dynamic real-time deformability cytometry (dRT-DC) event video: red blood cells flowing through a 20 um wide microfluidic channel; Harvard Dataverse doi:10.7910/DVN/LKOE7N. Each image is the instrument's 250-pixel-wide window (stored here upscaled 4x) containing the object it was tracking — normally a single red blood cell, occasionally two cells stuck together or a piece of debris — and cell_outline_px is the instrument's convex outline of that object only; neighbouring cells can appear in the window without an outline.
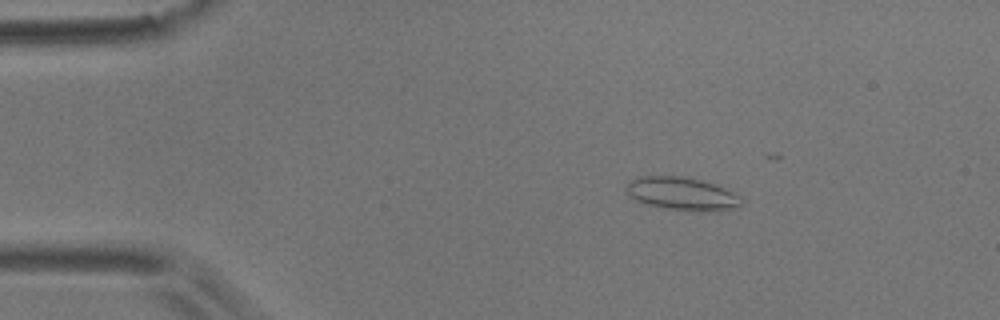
{"species": "common noctule bat (a hibernating species)", "species_latin": "Nyctalus noctula", "temperature_condition": "room temperature", "stored_images_in_passage": 4, "camera_frame_rate_fps": 3000, "um_per_image_px": 0.085, "animal": {"sex": "male", "body_mass_g": 17.9}, "frame": {"image": 1, "passage_image": 2, "time_ms": 2.0, "image_size_px": [1000, 320], "cell_outline_px": [[744, 204], [716, 212], [700, 212], [664, 208], [648, 204], [636, 200], [624, 188], [632, 180], [640, 176], [684, 176], [700, 180], [724, 188], [740, 196], [744, 200]], "centroid_in_image_um": [58.01, 16.48], "position_along_channel_um": 27.0, "area_um2": 22.08}}